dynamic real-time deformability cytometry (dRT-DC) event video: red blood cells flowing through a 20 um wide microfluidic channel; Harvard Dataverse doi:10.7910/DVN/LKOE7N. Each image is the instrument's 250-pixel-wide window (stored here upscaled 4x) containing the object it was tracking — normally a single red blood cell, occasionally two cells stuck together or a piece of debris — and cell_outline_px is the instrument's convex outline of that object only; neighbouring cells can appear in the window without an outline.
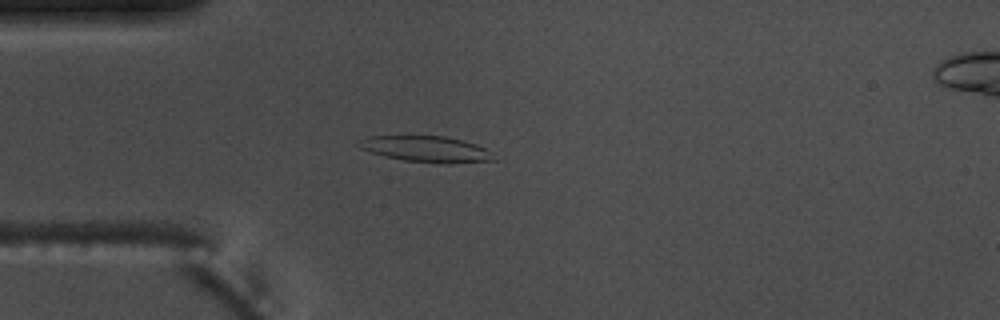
{"species": "common noctule bat (a hibernating species)", "species_latin": "Nyctalus noctula", "temperature_condition": "warm", "stored_images_in_passage": 4, "camera_frame_rate_fps": 3000, "um_per_image_px": 0.085, "animal": {"sex": "male", "body_mass_g": 17.5, "forearm_length_mm": 52.3}, "frame": {"image": 1, "passage_image": 4, "time_ms": 1.0, "image_size_px": [1000, 320], "cell_outline_px": [[496, 160], [440, 164], [404, 160], [384, 156], [360, 148], [356, 144], [368, 136], [444, 136], [464, 140], [476, 144], [492, 152]], "centroid_in_image_um": [36.26, 12.67], "position_along_channel_um": 48.7, "area_um2": 20.4}}